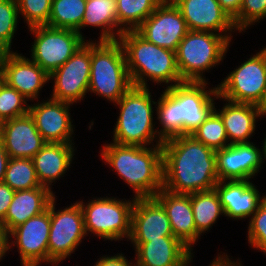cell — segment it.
Returning <instances> with one entry per match:
<instances>
[{"instance_id":"cell-1","label":"cell","mask_w":266,"mask_h":266,"mask_svg":"<svg viewBox=\"0 0 266 266\" xmlns=\"http://www.w3.org/2000/svg\"><path fill=\"white\" fill-rule=\"evenodd\" d=\"M163 188L176 194L212 190L218 180L215 150L192 135L164 140Z\"/></svg>"},{"instance_id":"cell-2","label":"cell","mask_w":266,"mask_h":266,"mask_svg":"<svg viewBox=\"0 0 266 266\" xmlns=\"http://www.w3.org/2000/svg\"><path fill=\"white\" fill-rule=\"evenodd\" d=\"M206 82H183L164 89L157 100L156 114L164 141L180 135H191L215 108L217 87L207 89ZM214 98H213V97Z\"/></svg>"},{"instance_id":"cell-3","label":"cell","mask_w":266,"mask_h":266,"mask_svg":"<svg viewBox=\"0 0 266 266\" xmlns=\"http://www.w3.org/2000/svg\"><path fill=\"white\" fill-rule=\"evenodd\" d=\"M101 151L104 163L133 189L135 198H153L163 188L162 145L142 147L110 142Z\"/></svg>"},{"instance_id":"cell-4","label":"cell","mask_w":266,"mask_h":266,"mask_svg":"<svg viewBox=\"0 0 266 266\" xmlns=\"http://www.w3.org/2000/svg\"><path fill=\"white\" fill-rule=\"evenodd\" d=\"M118 41L133 86L149 87L147 78L153 83L169 84L166 88L183 83L175 51L148 42L136 30L124 31Z\"/></svg>"},{"instance_id":"cell-5","label":"cell","mask_w":266,"mask_h":266,"mask_svg":"<svg viewBox=\"0 0 266 266\" xmlns=\"http://www.w3.org/2000/svg\"><path fill=\"white\" fill-rule=\"evenodd\" d=\"M151 94L149 87L132 86L115 103L120 113L113 132V143L142 147L162 145L164 141L159 136V129H154L155 110L152 105L157 102L152 100Z\"/></svg>"},{"instance_id":"cell-6","label":"cell","mask_w":266,"mask_h":266,"mask_svg":"<svg viewBox=\"0 0 266 266\" xmlns=\"http://www.w3.org/2000/svg\"><path fill=\"white\" fill-rule=\"evenodd\" d=\"M132 86L120 42L92 41L88 92L115 104Z\"/></svg>"},{"instance_id":"cell-7","label":"cell","mask_w":266,"mask_h":266,"mask_svg":"<svg viewBox=\"0 0 266 266\" xmlns=\"http://www.w3.org/2000/svg\"><path fill=\"white\" fill-rule=\"evenodd\" d=\"M229 45L230 41L224 35L189 30L176 51L182 81L206 82L203 73L223 61Z\"/></svg>"},{"instance_id":"cell-8","label":"cell","mask_w":266,"mask_h":266,"mask_svg":"<svg viewBox=\"0 0 266 266\" xmlns=\"http://www.w3.org/2000/svg\"><path fill=\"white\" fill-rule=\"evenodd\" d=\"M133 200L116 197H96L86 204L78 201L84 216L86 234L93 233L104 240L119 241L130 237ZM123 238V239H122Z\"/></svg>"},{"instance_id":"cell-9","label":"cell","mask_w":266,"mask_h":266,"mask_svg":"<svg viewBox=\"0 0 266 266\" xmlns=\"http://www.w3.org/2000/svg\"><path fill=\"white\" fill-rule=\"evenodd\" d=\"M217 92L225 100L259 106L266 94L265 52L260 50L230 72Z\"/></svg>"},{"instance_id":"cell-10","label":"cell","mask_w":266,"mask_h":266,"mask_svg":"<svg viewBox=\"0 0 266 266\" xmlns=\"http://www.w3.org/2000/svg\"><path fill=\"white\" fill-rule=\"evenodd\" d=\"M35 37L31 60L48 75L62 66L85 43L77 31L49 26L28 28Z\"/></svg>"},{"instance_id":"cell-11","label":"cell","mask_w":266,"mask_h":266,"mask_svg":"<svg viewBox=\"0 0 266 266\" xmlns=\"http://www.w3.org/2000/svg\"><path fill=\"white\" fill-rule=\"evenodd\" d=\"M56 197L50 202V233L48 240V263L57 266L69 258L84 237V216L78 202L56 210Z\"/></svg>"},{"instance_id":"cell-12","label":"cell","mask_w":266,"mask_h":266,"mask_svg":"<svg viewBox=\"0 0 266 266\" xmlns=\"http://www.w3.org/2000/svg\"><path fill=\"white\" fill-rule=\"evenodd\" d=\"M91 41L87 40L57 70L49 75L54 80L51 98L70 104L81 101L90 81Z\"/></svg>"},{"instance_id":"cell-13","label":"cell","mask_w":266,"mask_h":266,"mask_svg":"<svg viewBox=\"0 0 266 266\" xmlns=\"http://www.w3.org/2000/svg\"><path fill=\"white\" fill-rule=\"evenodd\" d=\"M50 204L47 210L31 217L9 232V247L16 246L22 266H40L48 263L50 233ZM13 240V241H12Z\"/></svg>"},{"instance_id":"cell-14","label":"cell","mask_w":266,"mask_h":266,"mask_svg":"<svg viewBox=\"0 0 266 266\" xmlns=\"http://www.w3.org/2000/svg\"><path fill=\"white\" fill-rule=\"evenodd\" d=\"M136 31L148 42L176 52L189 29L176 5L163 0Z\"/></svg>"},{"instance_id":"cell-15","label":"cell","mask_w":266,"mask_h":266,"mask_svg":"<svg viewBox=\"0 0 266 266\" xmlns=\"http://www.w3.org/2000/svg\"><path fill=\"white\" fill-rule=\"evenodd\" d=\"M253 142L230 144L215 151L218 180H250L263 164V150Z\"/></svg>"},{"instance_id":"cell-16","label":"cell","mask_w":266,"mask_h":266,"mask_svg":"<svg viewBox=\"0 0 266 266\" xmlns=\"http://www.w3.org/2000/svg\"><path fill=\"white\" fill-rule=\"evenodd\" d=\"M72 105L52 98L29 105L28 113L46 142L74 144V125L70 116Z\"/></svg>"},{"instance_id":"cell-17","label":"cell","mask_w":266,"mask_h":266,"mask_svg":"<svg viewBox=\"0 0 266 266\" xmlns=\"http://www.w3.org/2000/svg\"><path fill=\"white\" fill-rule=\"evenodd\" d=\"M171 1L180 10L189 30L217 33L231 42V32L234 33L236 28L217 0Z\"/></svg>"},{"instance_id":"cell-18","label":"cell","mask_w":266,"mask_h":266,"mask_svg":"<svg viewBox=\"0 0 266 266\" xmlns=\"http://www.w3.org/2000/svg\"><path fill=\"white\" fill-rule=\"evenodd\" d=\"M161 237H174L165 209L154 197L135 198L128 240L145 243Z\"/></svg>"},{"instance_id":"cell-19","label":"cell","mask_w":266,"mask_h":266,"mask_svg":"<svg viewBox=\"0 0 266 266\" xmlns=\"http://www.w3.org/2000/svg\"><path fill=\"white\" fill-rule=\"evenodd\" d=\"M2 75L4 82L28 101L38 99L39 92L49 81V75L38 64L14 51L7 53Z\"/></svg>"},{"instance_id":"cell-20","label":"cell","mask_w":266,"mask_h":266,"mask_svg":"<svg viewBox=\"0 0 266 266\" xmlns=\"http://www.w3.org/2000/svg\"><path fill=\"white\" fill-rule=\"evenodd\" d=\"M0 141L9 158L31 159L47 143L29 113L1 122Z\"/></svg>"},{"instance_id":"cell-21","label":"cell","mask_w":266,"mask_h":266,"mask_svg":"<svg viewBox=\"0 0 266 266\" xmlns=\"http://www.w3.org/2000/svg\"><path fill=\"white\" fill-rule=\"evenodd\" d=\"M221 202L225 217L234 220L251 217L266 194L261 197L250 180H221L214 187Z\"/></svg>"},{"instance_id":"cell-22","label":"cell","mask_w":266,"mask_h":266,"mask_svg":"<svg viewBox=\"0 0 266 266\" xmlns=\"http://www.w3.org/2000/svg\"><path fill=\"white\" fill-rule=\"evenodd\" d=\"M154 198L165 209L173 236L191 251L198 242L200 234L196 230L190 194H176L162 188Z\"/></svg>"},{"instance_id":"cell-23","label":"cell","mask_w":266,"mask_h":266,"mask_svg":"<svg viewBox=\"0 0 266 266\" xmlns=\"http://www.w3.org/2000/svg\"><path fill=\"white\" fill-rule=\"evenodd\" d=\"M135 247L136 266H184L192 251L176 237H161Z\"/></svg>"},{"instance_id":"cell-24","label":"cell","mask_w":266,"mask_h":266,"mask_svg":"<svg viewBox=\"0 0 266 266\" xmlns=\"http://www.w3.org/2000/svg\"><path fill=\"white\" fill-rule=\"evenodd\" d=\"M73 145L47 142L32 158L41 186L51 190L52 183L64 177L75 155Z\"/></svg>"},{"instance_id":"cell-25","label":"cell","mask_w":266,"mask_h":266,"mask_svg":"<svg viewBox=\"0 0 266 266\" xmlns=\"http://www.w3.org/2000/svg\"><path fill=\"white\" fill-rule=\"evenodd\" d=\"M217 99L226 101L222 110L214 108L221 116L229 144L249 143L255 133L256 121L261 117L259 106L225 100L218 95ZM228 102V103H227Z\"/></svg>"},{"instance_id":"cell-26","label":"cell","mask_w":266,"mask_h":266,"mask_svg":"<svg viewBox=\"0 0 266 266\" xmlns=\"http://www.w3.org/2000/svg\"><path fill=\"white\" fill-rule=\"evenodd\" d=\"M54 198L55 194L52 190L44 186L15 191L7 214L1 223L10 232L31 217L47 210Z\"/></svg>"},{"instance_id":"cell-27","label":"cell","mask_w":266,"mask_h":266,"mask_svg":"<svg viewBox=\"0 0 266 266\" xmlns=\"http://www.w3.org/2000/svg\"><path fill=\"white\" fill-rule=\"evenodd\" d=\"M101 28L99 41L118 40V19L116 0H87L83 21L79 27L80 31L84 27Z\"/></svg>"},{"instance_id":"cell-28","label":"cell","mask_w":266,"mask_h":266,"mask_svg":"<svg viewBox=\"0 0 266 266\" xmlns=\"http://www.w3.org/2000/svg\"><path fill=\"white\" fill-rule=\"evenodd\" d=\"M190 198L196 230L202 235L224 215L223 208L215 189L191 193Z\"/></svg>"},{"instance_id":"cell-29","label":"cell","mask_w":266,"mask_h":266,"mask_svg":"<svg viewBox=\"0 0 266 266\" xmlns=\"http://www.w3.org/2000/svg\"><path fill=\"white\" fill-rule=\"evenodd\" d=\"M163 0H116L118 38L124 31L136 30Z\"/></svg>"},{"instance_id":"cell-30","label":"cell","mask_w":266,"mask_h":266,"mask_svg":"<svg viewBox=\"0 0 266 266\" xmlns=\"http://www.w3.org/2000/svg\"><path fill=\"white\" fill-rule=\"evenodd\" d=\"M87 0H52L51 14L46 26L74 30L79 33Z\"/></svg>"},{"instance_id":"cell-31","label":"cell","mask_w":266,"mask_h":266,"mask_svg":"<svg viewBox=\"0 0 266 266\" xmlns=\"http://www.w3.org/2000/svg\"><path fill=\"white\" fill-rule=\"evenodd\" d=\"M3 182L14 191L41 187L31 158H9Z\"/></svg>"},{"instance_id":"cell-32","label":"cell","mask_w":266,"mask_h":266,"mask_svg":"<svg viewBox=\"0 0 266 266\" xmlns=\"http://www.w3.org/2000/svg\"><path fill=\"white\" fill-rule=\"evenodd\" d=\"M191 135L197 141L215 151L230 145L223 120L215 110L210 113L206 120Z\"/></svg>"},{"instance_id":"cell-33","label":"cell","mask_w":266,"mask_h":266,"mask_svg":"<svg viewBox=\"0 0 266 266\" xmlns=\"http://www.w3.org/2000/svg\"><path fill=\"white\" fill-rule=\"evenodd\" d=\"M27 99L6 82L0 85V122L28 114Z\"/></svg>"},{"instance_id":"cell-34","label":"cell","mask_w":266,"mask_h":266,"mask_svg":"<svg viewBox=\"0 0 266 266\" xmlns=\"http://www.w3.org/2000/svg\"><path fill=\"white\" fill-rule=\"evenodd\" d=\"M18 17L17 0H0V44L9 52L16 33Z\"/></svg>"},{"instance_id":"cell-35","label":"cell","mask_w":266,"mask_h":266,"mask_svg":"<svg viewBox=\"0 0 266 266\" xmlns=\"http://www.w3.org/2000/svg\"><path fill=\"white\" fill-rule=\"evenodd\" d=\"M17 4L29 28L48 24L52 0H17Z\"/></svg>"},{"instance_id":"cell-36","label":"cell","mask_w":266,"mask_h":266,"mask_svg":"<svg viewBox=\"0 0 266 266\" xmlns=\"http://www.w3.org/2000/svg\"><path fill=\"white\" fill-rule=\"evenodd\" d=\"M266 18V0H242L239 15L233 20L236 31L240 33L255 22Z\"/></svg>"},{"instance_id":"cell-37","label":"cell","mask_w":266,"mask_h":266,"mask_svg":"<svg viewBox=\"0 0 266 266\" xmlns=\"http://www.w3.org/2000/svg\"><path fill=\"white\" fill-rule=\"evenodd\" d=\"M249 221L248 243L266 255V196Z\"/></svg>"},{"instance_id":"cell-38","label":"cell","mask_w":266,"mask_h":266,"mask_svg":"<svg viewBox=\"0 0 266 266\" xmlns=\"http://www.w3.org/2000/svg\"><path fill=\"white\" fill-rule=\"evenodd\" d=\"M15 191L6 183H0V223L4 220Z\"/></svg>"},{"instance_id":"cell-39","label":"cell","mask_w":266,"mask_h":266,"mask_svg":"<svg viewBox=\"0 0 266 266\" xmlns=\"http://www.w3.org/2000/svg\"><path fill=\"white\" fill-rule=\"evenodd\" d=\"M94 266H136L135 262L127 261L126 256L122 253H118L114 256H104L100 257L97 262H95Z\"/></svg>"},{"instance_id":"cell-40","label":"cell","mask_w":266,"mask_h":266,"mask_svg":"<svg viewBox=\"0 0 266 266\" xmlns=\"http://www.w3.org/2000/svg\"><path fill=\"white\" fill-rule=\"evenodd\" d=\"M222 10L233 21L238 15L241 9L242 0H217Z\"/></svg>"},{"instance_id":"cell-41","label":"cell","mask_w":266,"mask_h":266,"mask_svg":"<svg viewBox=\"0 0 266 266\" xmlns=\"http://www.w3.org/2000/svg\"><path fill=\"white\" fill-rule=\"evenodd\" d=\"M192 254L193 253H191L187 257L184 263V266L190 265V263L192 262L191 259L194 257ZM223 254L222 255L218 254V256L215 259H213L214 261H212L209 266H242L240 264L241 262H238V261L234 262L231 260V258L229 259V256L226 253H223Z\"/></svg>"},{"instance_id":"cell-42","label":"cell","mask_w":266,"mask_h":266,"mask_svg":"<svg viewBox=\"0 0 266 266\" xmlns=\"http://www.w3.org/2000/svg\"><path fill=\"white\" fill-rule=\"evenodd\" d=\"M9 232L5 228V226L0 223V261L4 256H6V253L10 251L9 247Z\"/></svg>"},{"instance_id":"cell-43","label":"cell","mask_w":266,"mask_h":266,"mask_svg":"<svg viewBox=\"0 0 266 266\" xmlns=\"http://www.w3.org/2000/svg\"><path fill=\"white\" fill-rule=\"evenodd\" d=\"M9 155L7 154L2 142L0 141V183L3 182Z\"/></svg>"},{"instance_id":"cell-44","label":"cell","mask_w":266,"mask_h":266,"mask_svg":"<svg viewBox=\"0 0 266 266\" xmlns=\"http://www.w3.org/2000/svg\"><path fill=\"white\" fill-rule=\"evenodd\" d=\"M9 51L0 44V75L3 73L4 59Z\"/></svg>"},{"instance_id":"cell-45","label":"cell","mask_w":266,"mask_h":266,"mask_svg":"<svg viewBox=\"0 0 266 266\" xmlns=\"http://www.w3.org/2000/svg\"><path fill=\"white\" fill-rule=\"evenodd\" d=\"M259 110L261 113V117L263 118V116L266 115V94H265V97H264L262 103L259 105Z\"/></svg>"},{"instance_id":"cell-46","label":"cell","mask_w":266,"mask_h":266,"mask_svg":"<svg viewBox=\"0 0 266 266\" xmlns=\"http://www.w3.org/2000/svg\"><path fill=\"white\" fill-rule=\"evenodd\" d=\"M263 147H262V150H263V156H264V159H266V137L264 138V141H263Z\"/></svg>"},{"instance_id":"cell-47","label":"cell","mask_w":266,"mask_h":266,"mask_svg":"<svg viewBox=\"0 0 266 266\" xmlns=\"http://www.w3.org/2000/svg\"><path fill=\"white\" fill-rule=\"evenodd\" d=\"M4 81L3 75H0V85Z\"/></svg>"},{"instance_id":"cell-48","label":"cell","mask_w":266,"mask_h":266,"mask_svg":"<svg viewBox=\"0 0 266 266\" xmlns=\"http://www.w3.org/2000/svg\"><path fill=\"white\" fill-rule=\"evenodd\" d=\"M262 50H263V51L265 52V54H266V47H264Z\"/></svg>"}]
</instances>
